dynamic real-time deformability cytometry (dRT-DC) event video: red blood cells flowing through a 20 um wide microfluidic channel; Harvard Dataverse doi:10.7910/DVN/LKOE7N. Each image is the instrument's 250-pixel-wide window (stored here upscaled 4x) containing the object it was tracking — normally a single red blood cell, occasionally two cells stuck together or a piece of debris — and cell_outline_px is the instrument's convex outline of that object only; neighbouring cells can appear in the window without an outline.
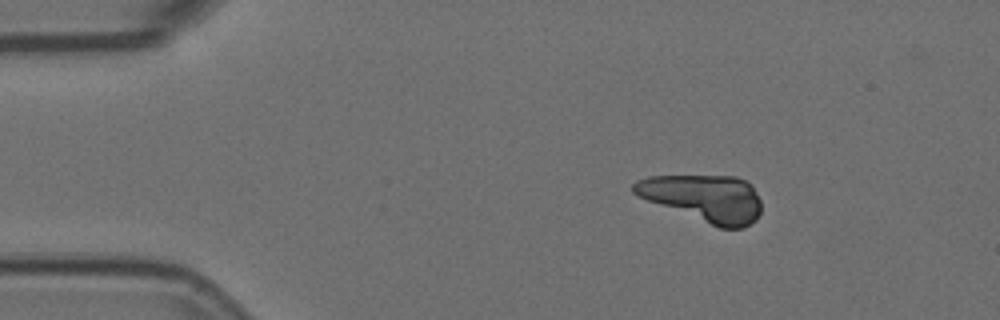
{"species": "Egyptian fruit bat (a non-hibernating species)", "species_latin": "Rousettus aegyptiacus", "temperature_condition": "room temperature", "stored_images_in_passage": 4, "camera_frame_rate_fps": 3000, "um_per_image_px": 0.085, "animal": {"sex": "female"}, "frame": {"image": 1, "passage_image": 2, "time_ms": 0.333, "image_size_px": [1000, 320], "cell_outline_px": [[760, 212], [756, 220], [744, 228], [720, 228], [648, 200], [632, 192], [632, 184], [636, 180], [648, 176], [736, 176], [752, 184], [760, 200]], "centroid_in_image_um": [59.85, 16.83], "position_along_channel_um": 25.1, "area_um2": 34.68}}